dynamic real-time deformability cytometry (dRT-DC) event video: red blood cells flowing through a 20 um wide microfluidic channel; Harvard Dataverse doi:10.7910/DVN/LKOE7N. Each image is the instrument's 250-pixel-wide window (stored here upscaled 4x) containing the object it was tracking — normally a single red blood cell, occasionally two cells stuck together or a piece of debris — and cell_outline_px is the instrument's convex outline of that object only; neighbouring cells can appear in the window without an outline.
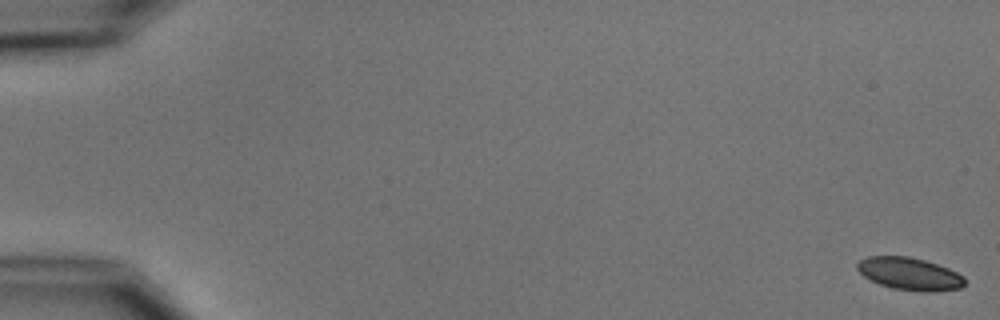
{"species": "common noctule bat (a hibernating species)", "species_latin": "Nyctalus noctula", "temperature_condition": "cold", "stored_images_in_passage": 8, "camera_frame_rate_fps": 3000, "um_per_image_px": 0.085, "animal": {"sex": "male", "body_mass_g": 15.6}, "frame": {"image": 1, "passage_image": 1, "time_ms": 0.0, "image_size_px": [1000, 320], "cell_outline_px": [[964, 284], [960, 288], [936, 292], [920, 292], [892, 288], [880, 284], [864, 276], [856, 268], [856, 264], [860, 260], [868, 256], [908, 256], [924, 260], [948, 268], [964, 276]], "centroid_in_image_um": [77.32, 23.28], "position_along_channel_um": 7.7, "area_um2": 20.35}}
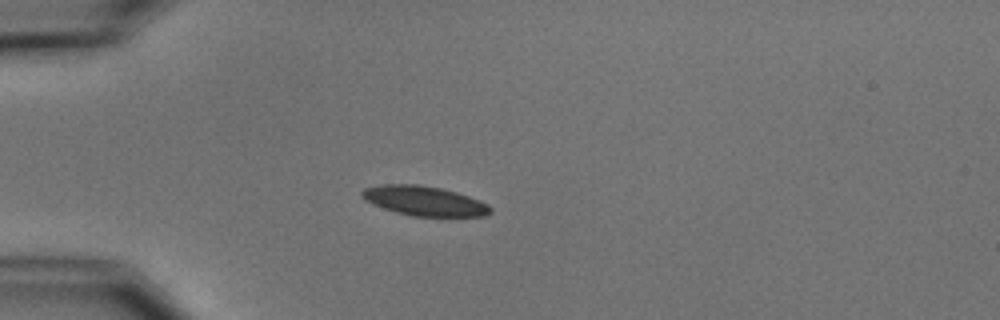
{"frame": {"image": 2, "passage_image": 5, "time_ms": 5.0, "image_size_px": [1000, 320], "cell_outline_px": [[492, 212], [484, 216], [412, 216], [396, 212], [372, 204], [364, 200], [360, 192], [364, 188], [380, 184], [416, 184], [440, 188], [456, 192], [480, 200], [488, 204], [492, 208]], "centroid_in_image_um": [36.05, 17.07], "position_along_channel_um": 48.9, "area_um2": 22.2}}